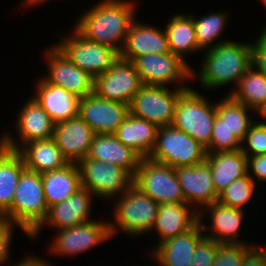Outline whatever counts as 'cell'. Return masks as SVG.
Returning a JSON list of instances; mask_svg holds the SVG:
<instances>
[{
  "mask_svg": "<svg viewBox=\"0 0 266 266\" xmlns=\"http://www.w3.org/2000/svg\"><path fill=\"white\" fill-rule=\"evenodd\" d=\"M133 0H101L77 18L74 28L89 41L122 50L126 34L137 15Z\"/></svg>",
  "mask_w": 266,
  "mask_h": 266,
  "instance_id": "cell-1",
  "label": "cell"
},
{
  "mask_svg": "<svg viewBox=\"0 0 266 266\" xmlns=\"http://www.w3.org/2000/svg\"><path fill=\"white\" fill-rule=\"evenodd\" d=\"M201 53L204 56L200 69L196 73L192 68L191 74L192 80L198 79L201 87L207 90L223 88L233 82L237 87L241 77L252 66L251 42L230 40Z\"/></svg>",
  "mask_w": 266,
  "mask_h": 266,
  "instance_id": "cell-2",
  "label": "cell"
},
{
  "mask_svg": "<svg viewBox=\"0 0 266 266\" xmlns=\"http://www.w3.org/2000/svg\"><path fill=\"white\" fill-rule=\"evenodd\" d=\"M41 174L24 169L19 177L12 207L0 218L6 220L29 237L48 214Z\"/></svg>",
  "mask_w": 266,
  "mask_h": 266,
  "instance_id": "cell-3",
  "label": "cell"
},
{
  "mask_svg": "<svg viewBox=\"0 0 266 266\" xmlns=\"http://www.w3.org/2000/svg\"><path fill=\"white\" fill-rule=\"evenodd\" d=\"M113 202V219L109 222L112 239L119 231L133 237L151 232L159 204L138 187L132 184L123 194L114 198Z\"/></svg>",
  "mask_w": 266,
  "mask_h": 266,
  "instance_id": "cell-4",
  "label": "cell"
},
{
  "mask_svg": "<svg viewBox=\"0 0 266 266\" xmlns=\"http://www.w3.org/2000/svg\"><path fill=\"white\" fill-rule=\"evenodd\" d=\"M216 103L191 88L187 89L176 104L172 126L184 131L206 148L209 147Z\"/></svg>",
  "mask_w": 266,
  "mask_h": 266,
  "instance_id": "cell-5",
  "label": "cell"
},
{
  "mask_svg": "<svg viewBox=\"0 0 266 266\" xmlns=\"http://www.w3.org/2000/svg\"><path fill=\"white\" fill-rule=\"evenodd\" d=\"M206 157L204 146L184 131L167 125L158 128L155 146L148 158L177 168L199 164Z\"/></svg>",
  "mask_w": 266,
  "mask_h": 266,
  "instance_id": "cell-6",
  "label": "cell"
},
{
  "mask_svg": "<svg viewBox=\"0 0 266 266\" xmlns=\"http://www.w3.org/2000/svg\"><path fill=\"white\" fill-rule=\"evenodd\" d=\"M81 186L95 197L113 200L123 194L132 184L134 177L123 168L84 158L78 163Z\"/></svg>",
  "mask_w": 266,
  "mask_h": 266,
  "instance_id": "cell-7",
  "label": "cell"
},
{
  "mask_svg": "<svg viewBox=\"0 0 266 266\" xmlns=\"http://www.w3.org/2000/svg\"><path fill=\"white\" fill-rule=\"evenodd\" d=\"M189 88L169 90L168 87L145 85L134 95L130 114L154 123L158 127L171 125L179 97Z\"/></svg>",
  "mask_w": 266,
  "mask_h": 266,
  "instance_id": "cell-8",
  "label": "cell"
},
{
  "mask_svg": "<svg viewBox=\"0 0 266 266\" xmlns=\"http://www.w3.org/2000/svg\"><path fill=\"white\" fill-rule=\"evenodd\" d=\"M133 184L157 204L185 202L175 168L142 158Z\"/></svg>",
  "mask_w": 266,
  "mask_h": 266,
  "instance_id": "cell-9",
  "label": "cell"
},
{
  "mask_svg": "<svg viewBox=\"0 0 266 266\" xmlns=\"http://www.w3.org/2000/svg\"><path fill=\"white\" fill-rule=\"evenodd\" d=\"M133 63L145 85L167 87L176 83L178 88H191L183 83L192 81V66L172 52L145 54L137 57Z\"/></svg>",
  "mask_w": 266,
  "mask_h": 266,
  "instance_id": "cell-10",
  "label": "cell"
},
{
  "mask_svg": "<svg viewBox=\"0 0 266 266\" xmlns=\"http://www.w3.org/2000/svg\"><path fill=\"white\" fill-rule=\"evenodd\" d=\"M71 31V35L54 45L93 78L106 72L119 58L115 49L87 40L74 28Z\"/></svg>",
  "mask_w": 266,
  "mask_h": 266,
  "instance_id": "cell-11",
  "label": "cell"
},
{
  "mask_svg": "<svg viewBox=\"0 0 266 266\" xmlns=\"http://www.w3.org/2000/svg\"><path fill=\"white\" fill-rule=\"evenodd\" d=\"M142 86L133 61L119 57L106 72L94 78L93 92L103 99L130 105Z\"/></svg>",
  "mask_w": 266,
  "mask_h": 266,
  "instance_id": "cell-12",
  "label": "cell"
},
{
  "mask_svg": "<svg viewBox=\"0 0 266 266\" xmlns=\"http://www.w3.org/2000/svg\"><path fill=\"white\" fill-rule=\"evenodd\" d=\"M18 113L15 121L18 139L16 141V138L13 137L14 135L9 132H3L0 136V143L4 147L18 151L24 144L30 141L53 137L55 123L32 96L21 106Z\"/></svg>",
  "mask_w": 266,
  "mask_h": 266,
  "instance_id": "cell-13",
  "label": "cell"
},
{
  "mask_svg": "<svg viewBox=\"0 0 266 266\" xmlns=\"http://www.w3.org/2000/svg\"><path fill=\"white\" fill-rule=\"evenodd\" d=\"M48 250L59 256H76L110 240L109 221L91 220L70 228L58 230Z\"/></svg>",
  "mask_w": 266,
  "mask_h": 266,
  "instance_id": "cell-14",
  "label": "cell"
},
{
  "mask_svg": "<svg viewBox=\"0 0 266 266\" xmlns=\"http://www.w3.org/2000/svg\"><path fill=\"white\" fill-rule=\"evenodd\" d=\"M48 72L43 79L78 98L93 93L94 78L71 62L54 44L45 50Z\"/></svg>",
  "mask_w": 266,
  "mask_h": 266,
  "instance_id": "cell-15",
  "label": "cell"
},
{
  "mask_svg": "<svg viewBox=\"0 0 266 266\" xmlns=\"http://www.w3.org/2000/svg\"><path fill=\"white\" fill-rule=\"evenodd\" d=\"M129 113V105L103 99L94 92L79 99L78 115L95 134H115Z\"/></svg>",
  "mask_w": 266,
  "mask_h": 266,
  "instance_id": "cell-16",
  "label": "cell"
},
{
  "mask_svg": "<svg viewBox=\"0 0 266 266\" xmlns=\"http://www.w3.org/2000/svg\"><path fill=\"white\" fill-rule=\"evenodd\" d=\"M93 197L95 196L88 189L81 188L68 199L50 206L45 220L29 238L39 239L38 236L45 225L58 231L93 220L91 218Z\"/></svg>",
  "mask_w": 266,
  "mask_h": 266,
  "instance_id": "cell-17",
  "label": "cell"
},
{
  "mask_svg": "<svg viewBox=\"0 0 266 266\" xmlns=\"http://www.w3.org/2000/svg\"><path fill=\"white\" fill-rule=\"evenodd\" d=\"M175 172L185 202L198 213L205 206L218 202L219 195L213 185L211 167L206 160L196 165L177 167Z\"/></svg>",
  "mask_w": 266,
  "mask_h": 266,
  "instance_id": "cell-18",
  "label": "cell"
},
{
  "mask_svg": "<svg viewBox=\"0 0 266 266\" xmlns=\"http://www.w3.org/2000/svg\"><path fill=\"white\" fill-rule=\"evenodd\" d=\"M203 209L199 212V222L205 237L211 238L219 244H250V241L247 243L237 239L240 236V230L244 223L243 218L246 214L243 212L244 210L224 206L219 202L207 205ZM205 212L206 214L208 213V218L211 220L210 226L205 225L203 222V217L206 215ZM206 231H209L210 234Z\"/></svg>",
  "mask_w": 266,
  "mask_h": 266,
  "instance_id": "cell-19",
  "label": "cell"
},
{
  "mask_svg": "<svg viewBox=\"0 0 266 266\" xmlns=\"http://www.w3.org/2000/svg\"><path fill=\"white\" fill-rule=\"evenodd\" d=\"M95 133L78 115L54 125L53 140L68 163H78L89 154Z\"/></svg>",
  "mask_w": 266,
  "mask_h": 266,
  "instance_id": "cell-20",
  "label": "cell"
},
{
  "mask_svg": "<svg viewBox=\"0 0 266 266\" xmlns=\"http://www.w3.org/2000/svg\"><path fill=\"white\" fill-rule=\"evenodd\" d=\"M169 52L171 51L165 27L162 30L153 25H145L134 19L126 34L119 57L134 61L137 57L145 54Z\"/></svg>",
  "mask_w": 266,
  "mask_h": 266,
  "instance_id": "cell-21",
  "label": "cell"
},
{
  "mask_svg": "<svg viewBox=\"0 0 266 266\" xmlns=\"http://www.w3.org/2000/svg\"><path fill=\"white\" fill-rule=\"evenodd\" d=\"M200 222L183 234L152 247L150 256L159 266H190L196 246L204 237ZM154 248V249H153Z\"/></svg>",
  "mask_w": 266,
  "mask_h": 266,
  "instance_id": "cell-22",
  "label": "cell"
},
{
  "mask_svg": "<svg viewBox=\"0 0 266 266\" xmlns=\"http://www.w3.org/2000/svg\"><path fill=\"white\" fill-rule=\"evenodd\" d=\"M37 80L35 93L31 96L55 124L78 116L80 98L62 87L46 82L43 78Z\"/></svg>",
  "mask_w": 266,
  "mask_h": 266,
  "instance_id": "cell-23",
  "label": "cell"
},
{
  "mask_svg": "<svg viewBox=\"0 0 266 266\" xmlns=\"http://www.w3.org/2000/svg\"><path fill=\"white\" fill-rule=\"evenodd\" d=\"M199 222V213L186 202L159 204L151 232H157L158 243L183 234Z\"/></svg>",
  "mask_w": 266,
  "mask_h": 266,
  "instance_id": "cell-24",
  "label": "cell"
},
{
  "mask_svg": "<svg viewBox=\"0 0 266 266\" xmlns=\"http://www.w3.org/2000/svg\"><path fill=\"white\" fill-rule=\"evenodd\" d=\"M87 157L117 165L133 177L142 159L136 151L126 147L114 134H95Z\"/></svg>",
  "mask_w": 266,
  "mask_h": 266,
  "instance_id": "cell-25",
  "label": "cell"
},
{
  "mask_svg": "<svg viewBox=\"0 0 266 266\" xmlns=\"http://www.w3.org/2000/svg\"><path fill=\"white\" fill-rule=\"evenodd\" d=\"M206 161L211 167L212 181L218 195L234 180L248 173L247 157L241 149L207 153Z\"/></svg>",
  "mask_w": 266,
  "mask_h": 266,
  "instance_id": "cell-26",
  "label": "cell"
},
{
  "mask_svg": "<svg viewBox=\"0 0 266 266\" xmlns=\"http://www.w3.org/2000/svg\"><path fill=\"white\" fill-rule=\"evenodd\" d=\"M18 152L24 160L26 169L39 174L58 170L68 164L53 138L30 141Z\"/></svg>",
  "mask_w": 266,
  "mask_h": 266,
  "instance_id": "cell-27",
  "label": "cell"
},
{
  "mask_svg": "<svg viewBox=\"0 0 266 266\" xmlns=\"http://www.w3.org/2000/svg\"><path fill=\"white\" fill-rule=\"evenodd\" d=\"M158 128L154 123L129 113L114 135L126 147L147 158L155 146Z\"/></svg>",
  "mask_w": 266,
  "mask_h": 266,
  "instance_id": "cell-28",
  "label": "cell"
},
{
  "mask_svg": "<svg viewBox=\"0 0 266 266\" xmlns=\"http://www.w3.org/2000/svg\"><path fill=\"white\" fill-rule=\"evenodd\" d=\"M41 177L48 207L68 199L82 188L77 163H68L58 170L42 173Z\"/></svg>",
  "mask_w": 266,
  "mask_h": 266,
  "instance_id": "cell-29",
  "label": "cell"
},
{
  "mask_svg": "<svg viewBox=\"0 0 266 266\" xmlns=\"http://www.w3.org/2000/svg\"><path fill=\"white\" fill-rule=\"evenodd\" d=\"M25 168L20 153L0 143V218L12 207L15 189Z\"/></svg>",
  "mask_w": 266,
  "mask_h": 266,
  "instance_id": "cell-30",
  "label": "cell"
},
{
  "mask_svg": "<svg viewBox=\"0 0 266 266\" xmlns=\"http://www.w3.org/2000/svg\"><path fill=\"white\" fill-rule=\"evenodd\" d=\"M165 25L170 51L187 62L186 56L200 52L192 14H174Z\"/></svg>",
  "mask_w": 266,
  "mask_h": 266,
  "instance_id": "cell-31",
  "label": "cell"
},
{
  "mask_svg": "<svg viewBox=\"0 0 266 266\" xmlns=\"http://www.w3.org/2000/svg\"><path fill=\"white\" fill-rule=\"evenodd\" d=\"M228 95L254 110L260 117L266 111V76L251 66Z\"/></svg>",
  "mask_w": 266,
  "mask_h": 266,
  "instance_id": "cell-32",
  "label": "cell"
},
{
  "mask_svg": "<svg viewBox=\"0 0 266 266\" xmlns=\"http://www.w3.org/2000/svg\"><path fill=\"white\" fill-rule=\"evenodd\" d=\"M216 102V115L219 116L226 127L242 142L250 126L255 122L251 114V108L243 103L235 101L230 95H226Z\"/></svg>",
  "mask_w": 266,
  "mask_h": 266,
  "instance_id": "cell-33",
  "label": "cell"
},
{
  "mask_svg": "<svg viewBox=\"0 0 266 266\" xmlns=\"http://www.w3.org/2000/svg\"><path fill=\"white\" fill-rule=\"evenodd\" d=\"M210 13L211 14L204 15L201 18H197V15H192L196 39L198 46L202 51L230 41L229 39H222V41H219V38L222 35L221 33L224 31L228 21V14L223 11ZM217 39L218 42H216Z\"/></svg>",
  "mask_w": 266,
  "mask_h": 266,
  "instance_id": "cell-34",
  "label": "cell"
},
{
  "mask_svg": "<svg viewBox=\"0 0 266 266\" xmlns=\"http://www.w3.org/2000/svg\"><path fill=\"white\" fill-rule=\"evenodd\" d=\"M254 180L248 173L237 180H234L224 191L219 194L218 202L224 206L244 210L245 205L253 199V194L256 193Z\"/></svg>",
  "mask_w": 266,
  "mask_h": 266,
  "instance_id": "cell-35",
  "label": "cell"
},
{
  "mask_svg": "<svg viewBox=\"0 0 266 266\" xmlns=\"http://www.w3.org/2000/svg\"><path fill=\"white\" fill-rule=\"evenodd\" d=\"M240 149L241 141L226 127L224 121L216 115L207 153L237 151Z\"/></svg>",
  "mask_w": 266,
  "mask_h": 266,
  "instance_id": "cell-36",
  "label": "cell"
},
{
  "mask_svg": "<svg viewBox=\"0 0 266 266\" xmlns=\"http://www.w3.org/2000/svg\"><path fill=\"white\" fill-rule=\"evenodd\" d=\"M264 122H263V121ZM241 151L246 156L266 154V119L255 121L241 142Z\"/></svg>",
  "mask_w": 266,
  "mask_h": 266,
  "instance_id": "cell-37",
  "label": "cell"
},
{
  "mask_svg": "<svg viewBox=\"0 0 266 266\" xmlns=\"http://www.w3.org/2000/svg\"><path fill=\"white\" fill-rule=\"evenodd\" d=\"M252 244H218L212 266H242L245 254L255 245Z\"/></svg>",
  "mask_w": 266,
  "mask_h": 266,
  "instance_id": "cell-38",
  "label": "cell"
},
{
  "mask_svg": "<svg viewBox=\"0 0 266 266\" xmlns=\"http://www.w3.org/2000/svg\"><path fill=\"white\" fill-rule=\"evenodd\" d=\"M218 244L215 240L204 236L196 246L190 266H212Z\"/></svg>",
  "mask_w": 266,
  "mask_h": 266,
  "instance_id": "cell-39",
  "label": "cell"
},
{
  "mask_svg": "<svg viewBox=\"0 0 266 266\" xmlns=\"http://www.w3.org/2000/svg\"><path fill=\"white\" fill-rule=\"evenodd\" d=\"M251 59L252 66L266 76V31L261 30L251 43Z\"/></svg>",
  "mask_w": 266,
  "mask_h": 266,
  "instance_id": "cell-40",
  "label": "cell"
},
{
  "mask_svg": "<svg viewBox=\"0 0 266 266\" xmlns=\"http://www.w3.org/2000/svg\"><path fill=\"white\" fill-rule=\"evenodd\" d=\"M14 226L12 223L0 219V266L6 265V262L10 260V247Z\"/></svg>",
  "mask_w": 266,
  "mask_h": 266,
  "instance_id": "cell-41",
  "label": "cell"
},
{
  "mask_svg": "<svg viewBox=\"0 0 266 266\" xmlns=\"http://www.w3.org/2000/svg\"><path fill=\"white\" fill-rule=\"evenodd\" d=\"M246 157L248 175L254 180L255 183L256 180L259 181V183L261 181L266 182V154Z\"/></svg>",
  "mask_w": 266,
  "mask_h": 266,
  "instance_id": "cell-42",
  "label": "cell"
},
{
  "mask_svg": "<svg viewBox=\"0 0 266 266\" xmlns=\"http://www.w3.org/2000/svg\"><path fill=\"white\" fill-rule=\"evenodd\" d=\"M242 266H266V245H254L245 254Z\"/></svg>",
  "mask_w": 266,
  "mask_h": 266,
  "instance_id": "cell-43",
  "label": "cell"
},
{
  "mask_svg": "<svg viewBox=\"0 0 266 266\" xmlns=\"http://www.w3.org/2000/svg\"><path fill=\"white\" fill-rule=\"evenodd\" d=\"M24 258L25 257L17 263H13V266H52V264H50L51 262L44 260L43 257L40 258L39 256L28 255L25 259Z\"/></svg>",
  "mask_w": 266,
  "mask_h": 266,
  "instance_id": "cell-44",
  "label": "cell"
},
{
  "mask_svg": "<svg viewBox=\"0 0 266 266\" xmlns=\"http://www.w3.org/2000/svg\"><path fill=\"white\" fill-rule=\"evenodd\" d=\"M47 1L49 0H23V3L21 5H24V7L27 5L26 8H30L32 6L39 5Z\"/></svg>",
  "mask_w": 266,
  "mask_h": 266,
  "instance_id": "cell-45",
  "label": "cell"
},
{
  "mask_svg": "<svg viewBox=\"0 0 266 266\" xmlns=\"http://www.w3.org/2000/svg\"><path fill=\"white\" fill-rule=\"evenodd\" d=\"M261 1H262V2L264 3V5L266 6V0H261ZM263 28H264V29H262V30H263V31H266V26H265V25L263 26Z\"/></svg>",
  "mask_w": 266,
  "mask_h": 266,
  "instance_id": "cell-46",
  "label": "cell"
},
{
  "mask_svg": "<svg viewBox=\"0 0 266 266\" xmlns=\"http://www.w3.org/2000/svg\"><path fill=\"white\" fill-rule=\"evenodd\" d=\"M260 117L266 119V111Z\"/></svg>",
  "mask_w": 266,
  "mask_h": 266,
  "instance_id": "cell-47",
  "label": "cell"
}]
</instances>
